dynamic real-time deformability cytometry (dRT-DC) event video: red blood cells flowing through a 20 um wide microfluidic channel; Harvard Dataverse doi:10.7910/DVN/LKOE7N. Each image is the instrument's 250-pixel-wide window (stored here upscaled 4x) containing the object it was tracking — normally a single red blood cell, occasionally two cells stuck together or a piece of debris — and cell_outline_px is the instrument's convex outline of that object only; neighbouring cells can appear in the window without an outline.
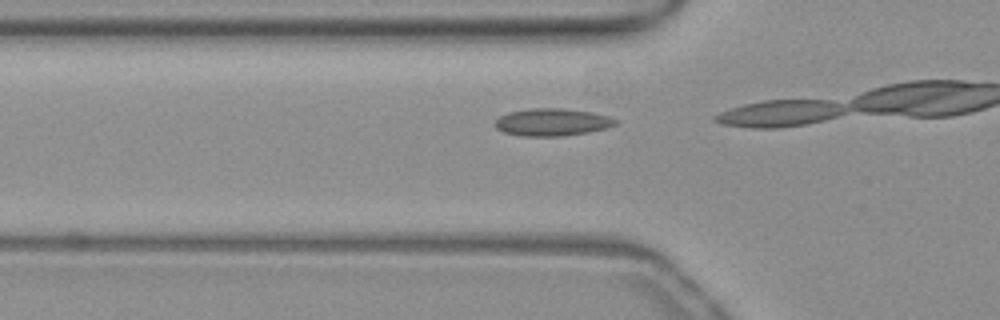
{"species": "common noctule bat (a hibernating species)", "species_latin": "Nyctalus noctula", "temperature_condition": "warm", "stored_images_in_passage": 3, "camera_frame_rate_fps": 3000, "um_per_image_px": 0.085, "animal": {"sex": "female", "body_mass_g": 19.3, "forearm_length_mm": 54.1}, "frame": {"image": 1, "passage_image": 2, "time_ms": 0.333, "image_size_px": [1000, 320], "cell_outline_px": [[620, 120], [616, 124], [608, 128], [588, 132], [560, 136], [520, 136], [504, 132], [496, 128], [492, 124], [500, 116], [508, 112], [528, 108], [564, 108], [592, 112], [608, 116]], "centroid_in_image_um": [46.93, 10.38], "position_along_channel_um": 78.9, "area_um2": 19.48}}